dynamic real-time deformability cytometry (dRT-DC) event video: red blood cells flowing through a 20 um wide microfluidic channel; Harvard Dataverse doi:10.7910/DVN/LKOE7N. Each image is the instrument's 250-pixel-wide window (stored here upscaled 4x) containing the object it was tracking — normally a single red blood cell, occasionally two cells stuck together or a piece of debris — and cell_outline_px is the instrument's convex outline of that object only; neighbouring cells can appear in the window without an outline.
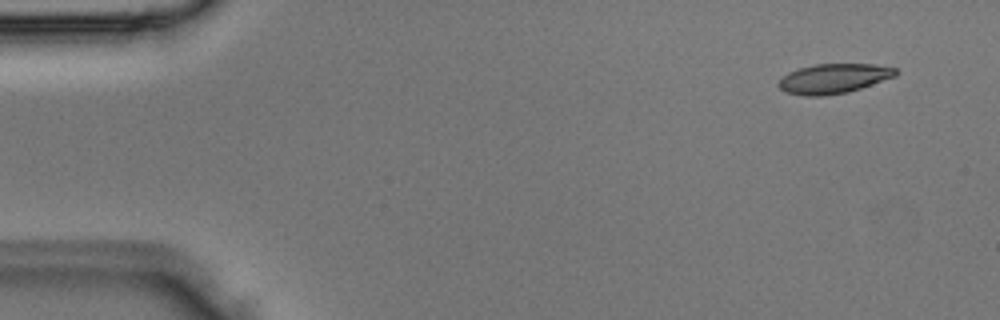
{"species": "Egyptian fruit bat (a non-hibernating species)", "species_latin": "Rousettus aegyptiacus", "temperature_condition": "room temperature", "stored_images_in_passage": 3, "camera_frame_rate_fps": 3000, "um_per_image_px": 0.085, "animal": {"sex": "male"}, "frame": {"image": 1, "passage_image": 1, "time_ms": 0.0, "image_size_px": [1000, 320], "cell_outline_px": [[900, 72], [896, 76], [848, 92], [824, 96], [804, 96], [784, 92], [776, 84], [788, 72], [800, 68], [816, 64], [872, 64], [896, 68]], "centroid_in_image_um": [70.85, 6.68], "position_along_channel_um": 14.1, "area_um2": 20.29}}
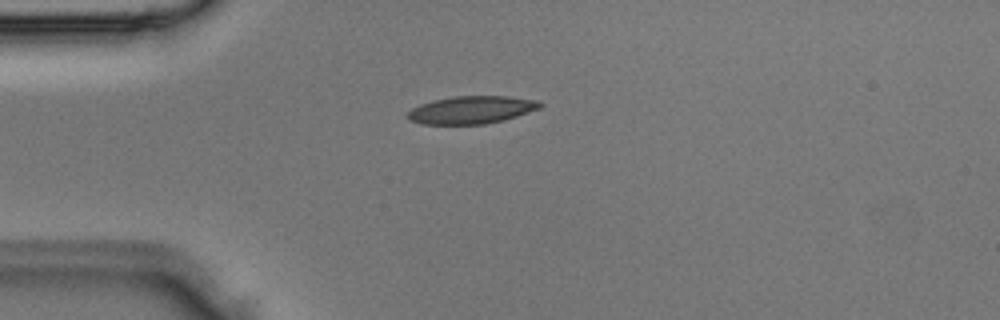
{"frame": {"image": 2, "passage_image": 3, "time_ms": 0.667, "image_size_px": [1000, 320], "cell_outline_px": [[544, 104], [540, 108], [504, 120], [484, 124], [420, 124], [408, 120], [408, 112], [412, 108], [420, 104], [432, 100], [456, 96], [508, 96], [536, 100]], "centroid_in_image_um": [40.06, 9.34], "position_along_channel_um": 44.9, "area_um2": 21.33}}